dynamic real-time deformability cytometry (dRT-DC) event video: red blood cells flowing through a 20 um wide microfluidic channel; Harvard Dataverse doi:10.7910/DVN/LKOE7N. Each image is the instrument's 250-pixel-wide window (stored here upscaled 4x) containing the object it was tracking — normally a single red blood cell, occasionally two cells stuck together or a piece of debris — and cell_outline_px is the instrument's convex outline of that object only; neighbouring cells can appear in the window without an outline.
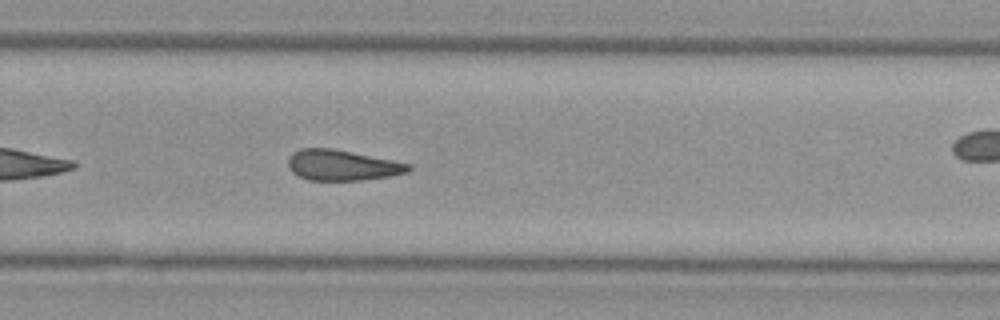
{"species": "Egyptian fruit bat (a non-hibernating species)", "species_latin": "Rousettus aegyptiacus", "temperature_condition": "cold", "stored_images_in_passage": 32, "camera_frame_rate_fps": 3000, "um_per_image_px": 0.085, "animal": {"sex": "female"}, "frame": {"image": 1, "passage_image": 19, "time_ms": 6.0, "image_size_px": [1000, 320], "cell_outline_px": [[412, 168], [408, 172], [392, 176], [364, 180], [308, 180], [292, 172], [288, 168], [288, 156], [292, 152], [300, 148], [332, 148], [412, 164]], "centroid_in_image_um": [29.08, 14.04], "position_along_channel_um": 300.7, "area_um2": 21.62}}